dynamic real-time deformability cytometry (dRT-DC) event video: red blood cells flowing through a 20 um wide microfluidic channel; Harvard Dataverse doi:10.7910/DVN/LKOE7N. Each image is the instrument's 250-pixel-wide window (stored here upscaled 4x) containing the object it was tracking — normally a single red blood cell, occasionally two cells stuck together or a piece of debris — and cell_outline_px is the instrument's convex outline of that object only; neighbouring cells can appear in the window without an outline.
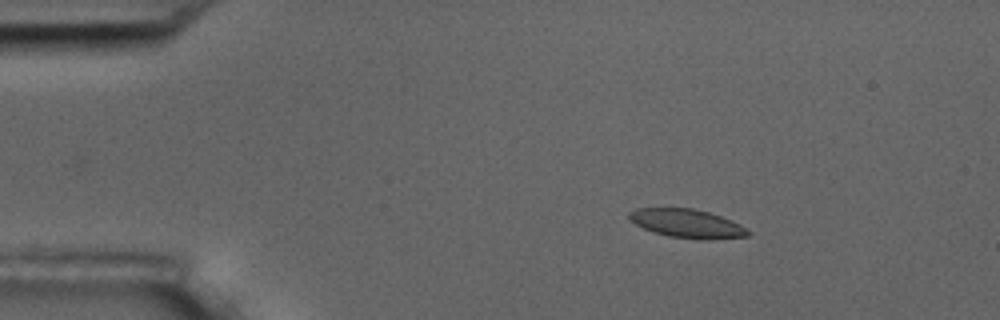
{"species": "common noctule bat (a hibernating species)", "species_latin": "Nyctalus noctula", "temperature_condition": "room temperature", "stored_images_in_passage": 3, "camera_frame_rate_fps": 3000, "um_per_image_px": 0.085, "animal": {"sex": "male", "body_mass_g": 17.5, "forearm_length_mm": 52.3}, "frame": {"image": 1, "passage_image": 1, "time_ms": 0.0, "image_size_px": [1000, 320], "cell_outline_px": [[752, 232], [748, 236], [668, 236], [644, 228], [628, 220], [628, 212], [636, 208], [692, 208], [708, 212], [732, 220], [740, 224]], "centroid_in_image_um": [58.3, 18.92], "position_along_channel_um": 26.7, "area_um2": 18.67}}